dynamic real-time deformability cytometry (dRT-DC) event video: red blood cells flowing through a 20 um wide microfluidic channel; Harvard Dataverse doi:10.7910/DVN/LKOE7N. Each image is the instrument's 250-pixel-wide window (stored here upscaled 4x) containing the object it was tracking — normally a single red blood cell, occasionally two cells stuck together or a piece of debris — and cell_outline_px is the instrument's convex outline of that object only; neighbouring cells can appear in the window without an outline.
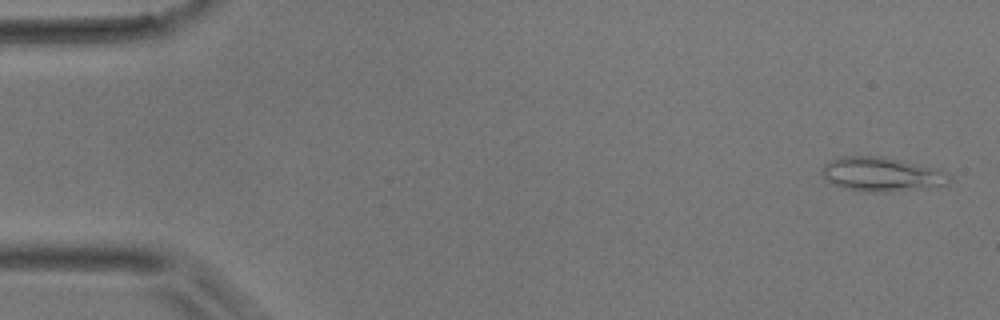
{"species": "common noctule bat (a hibernating species)", "species_latin": "Nyctalus noctula", "temperature_condition": "room temperature", "stored_images_in_passage": 11, "camera_frame_rate_fps": 3000, "um_per_image_px": 0.085, "animal": {"sex": "male", "body_mass_g": 17.9}, "frame": {"image": 1, "passage_image": 2, "time_ms": 0.333, "image_size_px": [1000, 320], "cell_outline_px": [[948, 184], [928, 188], [888, 192], [868, 192], [844, 188], [832, 184], [824, 176], [820, 168], [824, 164], [840, 156], [880, 156], [936, 168], [944, 172], [948, 176]], "centroid_in_image_um": [74.9, 14.82], "position_along_channel_um": 10.1, "area_um2": 25.2}}